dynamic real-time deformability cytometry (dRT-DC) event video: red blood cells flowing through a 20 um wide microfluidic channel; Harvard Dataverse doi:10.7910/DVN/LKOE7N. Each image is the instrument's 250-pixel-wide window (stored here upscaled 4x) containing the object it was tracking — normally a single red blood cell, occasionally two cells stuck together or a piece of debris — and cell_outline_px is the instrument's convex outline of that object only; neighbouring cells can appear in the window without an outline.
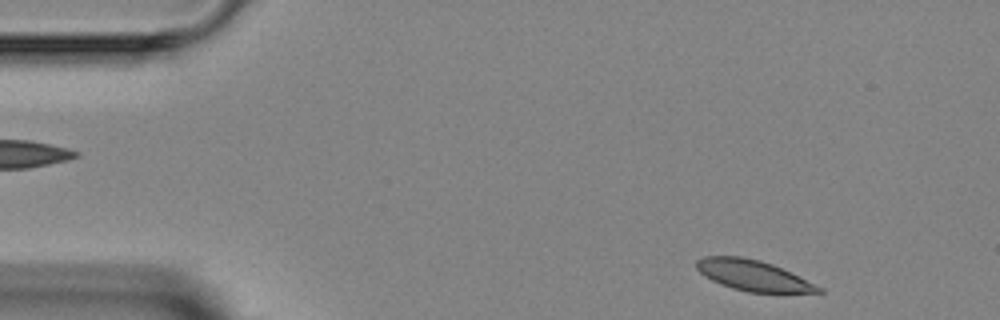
{"species": "Egyptian fruit bat (a non-hibernating species)", "species_latin": "Rousettus aegyptiacus", "temperature_condition": "room temperature", "stored_images_in_passage": 4, "camera_frame_rate_fps": 3000, "um_per_image_px": 0.085, "animal": {"sex": "female"}, "frame": {"image": 1, "passage_image": 1, "time_ms": 0.0, "image_size_px": [1000, 320], "cell_outline_px": [[824, 292], [748, 292], [732, 288], [720, 284], [704, 276], [696, 268], [696, 260], [704, 256], [740, 256], [760, 260], [772, 264], [824, 288]], "centroid_in_image_um": [63.98, 23.4], "position_along_channel_um": 21.0, "area_um2": 21.56}}
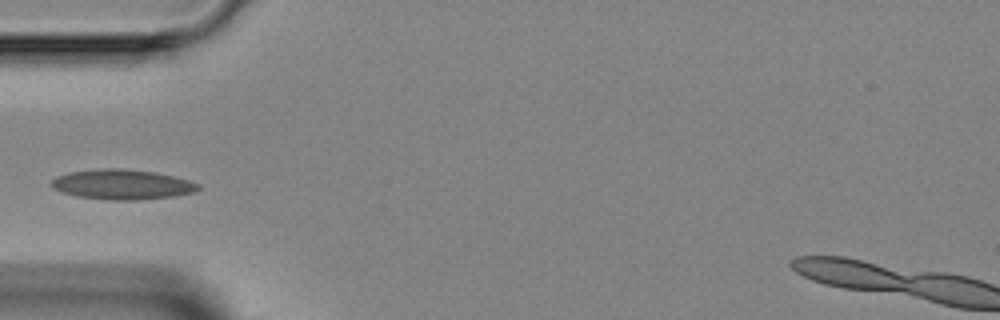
{"frame": {"image": 2, "passage_image": 4, "time_ms": 3.333, "image_size_px": [1000, 320], "cell_outline_px": [[200, 188], [196, 192], [176, 196], [136, 200], [108, 200], [76, 196], [52, 188], [48, 184], [56, 176], [68, 172], [100, 168], [120, 168], [156, 172], [188, 180], [200, 184]], "centroid_in_image_um": [10.37, 15.68], "position_along_channel_um": 74.6, "area_um2": 25.89}}